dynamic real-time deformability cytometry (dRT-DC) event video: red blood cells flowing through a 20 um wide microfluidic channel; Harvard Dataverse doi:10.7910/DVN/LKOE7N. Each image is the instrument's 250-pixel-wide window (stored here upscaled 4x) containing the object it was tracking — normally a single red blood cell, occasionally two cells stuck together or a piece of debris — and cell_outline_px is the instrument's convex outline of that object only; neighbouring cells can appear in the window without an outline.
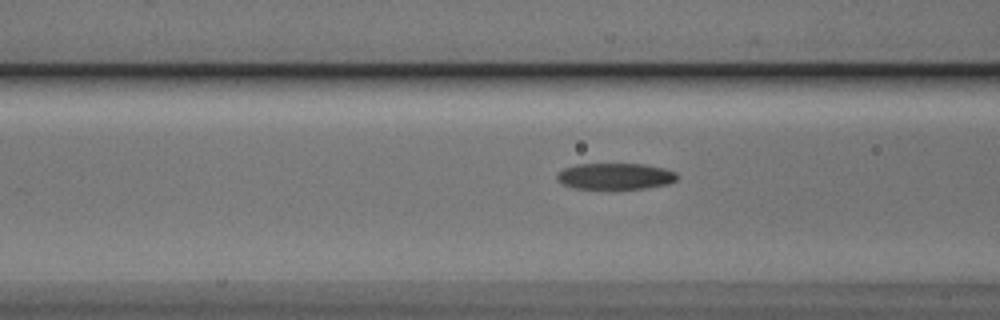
{"species": "Egyptian fruit bat (a non-hibernating species)", "species_latin": "Rousettus aegyptiacus", "temperature_condition": "cold", "stored_images_in_passage": 17, "camera_frame_rate_fps": 3000, "um_per_image_px": 0.085, "animal": {"sex": "male"}, "frame": {"image": 1, "passage_image": 15, "time_ms": 4.667, "image_size_px": [1000, 320], "cell_outline_px": [[676, 180], [668, 184], [648, 188], [576, 188], [564, 184], [556, 180], [556, 172], [564, 168], [576, 164], [644, 164], [664, 168], [676, 172]], "centroid_in_image_um": [52.28, 14.97], "position_along_channel_um": 114.3, "area_um2": 18.32}}